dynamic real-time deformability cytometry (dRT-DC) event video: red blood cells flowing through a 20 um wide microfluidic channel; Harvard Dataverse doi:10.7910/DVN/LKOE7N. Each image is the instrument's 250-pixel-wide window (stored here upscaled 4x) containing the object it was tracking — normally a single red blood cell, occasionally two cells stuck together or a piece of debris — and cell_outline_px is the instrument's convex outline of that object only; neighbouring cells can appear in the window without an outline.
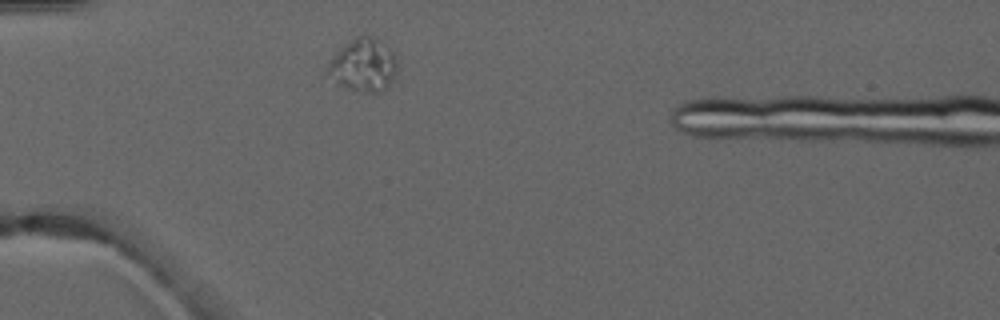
{"species": "common noctule bat (a hibernating species)", "species_latin": "Nyctalus noctula", "temperature_condition": "warm", "stored_images_in_passage": 2, "camera_frame_rate_fps": 3000, "um_per_image_px": 0.085, "animal": {"sex": "male", "forearm_length_mm": 52.5}, "frame": {"image": 1, "passage_image": 1, "time_ms": 0.0, "image_size_px": [1000, 320], "cell_outline_px": [[396, 80], [380, 92], [364, 92], [344, 88], [336, 84], [324, 72], [328, 64], [340, 48], [344, 44], [356, 36], [364, 32], [380, 40], [392, 52], [396, 60]], "centroid_in_image_um": [30.87, 5.54], "position_along_channel_um": 54.1, "area_um2": 21.96}}